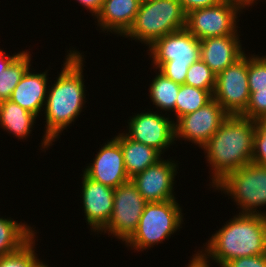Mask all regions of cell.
I'll list each match as a JSON object with an SVG mask.
<instances>
[{
	"mask_svg": "<svg viewBox=\"0 0 266 267\" xmlns=\"http://www.w3.org/2000/svg\"><path fill=\"white\" fill-rule=\"evenodd\" d=\"M84 55L75 50H68L61 72L48 86L44 105L45 131L40 143L42 151L48 150L55 139H59L63 130L72 124L83 111L86 100L83 70ZM51 87V88H50ZM59 136V137H58ZM44 149V150H43Z\"/></svg>",
	"mask_w": 266,
	"mask_h": 267,
	"instance_id": "1",
	"label": "cell"
},
{
	"mask_svg": "<svg viewBox=\"0 0 266 267\" xmlns=\"http://www.w3.org/2000/svg\"><path fill=\"white\" fill-rule=\"evenodd\" d=\"M255 121L241 115H229L201 148L211 169L212 187L229 172L251 163Z\"/></svg>",
	"mask_w": 266,
	"mask_h": 267,
	"instance_id": "2",
	"label": "cell"
},
{
	"mask_svg": "<svg viewBox=\"0 0 266 267\" xmlns=\"http://www.w3.org/2000/svg\"><path fill=\"white\" fill-rule=\"evenodd\" d=\"M205 242L201 251L222 267L226 262L266 254V215L237 213Z\"/></svg>",
	"mask_w": 266,
	"mask_h": 267,
	"instance_id": "3",
	"label": "cell"
},
{
	"mask_svg": "<svg viewBox=\"0 0 266 267\" xmlns=\"http://www.w3.org/2000/svg\"><path fill=\"white\" fill-rule=\"evenodd\" d=\"M148 48L152 67L180 85L185 83L189 67L201 55L200 40L186 28L155 40Z\"/></svg>",
	"mask_w": 266,
	"mask_h": 267,
	"instance_id": "4",
	"label": "cell"
},
{
	"mask_svg": "<svg viewBox=\"0 0 266 267\" xmlns=\"http://www.w3.org/2000/svg\"><path fill=\"white\" fill-rule=\"evenodd\" d=\"M185 26L186 14L179 0H141L135 21L123 37L149 47L155 40Z\"/></svg>",
	"mask_w": 266,
	"mask_h": 267,
	"instance_id": "5",
	"label": "cell"
},
{
	"mask_svg": "<svg viewBox=\"0 0 266 267\" xmlns=\"http://www.w3.org/2000/svg\"><path fill=\"white\" fill-rule=\"evenodd\" d=\"M183 218L182 208L176 199L147 203L136 230L124 242L125 246L135 249L134 252L149 250L181 229Z\"/></svg>",
	"mask_w": 266,
	"mask_h": 267,
	"instance_id": "6",
	"label": "cell"
},
{
	"mask_svg": "<svg viewBox=\"0 0 266 267\" xmlns=\"http://www.w3.org/2000/svg\"><path fill=\"white\" fill-rule=\"evenodd\" d=\"M211 188L230 196L239 213L266 215L261 211L266 206V167L251 162L229 172Z\"/></svg>",
	"mask_w": 266,
	"mask_h": 267,
	"instance_id": "7",
	"label": "cell"
},
{
	"mask_svg": "<svg viewBox=\"0 0 266 267\" xmlns=\"http://www.w3.org/2000/svg\"><path fill=\"white\" fill-rule=\"evenodd\" d=\"M248 7L250 6L243 0H222L214 6L187 13L185 28L198 40L239 35L238 17Z\"/></svg>",
	"mask_w": 266,
	"mask_h": 267,
	"instance_id": "8",
	"label": "cell"
},
{
	"mask_svg": "<svg viewBox=\"0 0 266 267\" xmlns=\"http://www.w3.org/2000/svg\"><path fill=\"white\" fill-rule=\"evenodd\" d=\"M250 97L248 85V54L216 76L213 98L228 115H242Z\"/></svg>",
	"mask_w": 266,
	"mask_h": 267,
	"instance_id": "9",
	"label": "cell"
},
{
	"mask_svg": "<svg viewBox=\"0 0 266 267\" xmlns=\"http://www.w3.org/2000/svg\"><path fill=\"white\" fill-rule=\"evenodd\" d=\"M147 203L131 180L119 185L114 190L112 215L101 233L125 242L136 230Z\"/></svg>",
	"mask_w": 266,
	"mask_h": 267,
	"instance_id": "10",
	"label": "cell"
},
{
	"mask_svg": "<svg viewBox=\"0 0 266 267\" xmlns=\"http://www.w3.org/2000/svg\"><path fill=\"white\" fill-rule=\"evenodd\" d=\"M143 111L129 117L128 126H126L128 131L124 134L133 141L154 147L163 154L175 143V121L167 112L160 114V110Z\"/></svg>",
	"mask_w": 266,
	"mask_h": 267,
	"instance_id": "11",
	"label": "cell"
},
{
	"mask_svg": "<svg viewBox=\"0 0 266 267\" xmlns=\"http://www.w3.org/2000/svg\"><path fill=\"white\" fill-rule=\"evenodd\" d=\"M228 116L221 105L213 98L205 106L179 117L174 122L175 141L177 139L185 140L202 148Z\"/></svg>",
	"mask_w": 266,
	"mask_h": 267,
	"instance_id": "12",
	"label": "cell"
},
{
	"mask_svg": "<svg viewBox=\"0 0 266 267\" xmlns=\"http://www.w3.org/2000/svg\"><path fill=\"white\" fill-rule=\"evenodd\" d=\"M175 161L161 158L130 179L148 203L176 199L173 189L179 163Z\"/></svg>",
	"mask_w": 266,
	"mask_h": 267,
	"instance_id": "13",
	"label": "cell"
},
{
	"mask_svg": "<svg viewBox=\"0 0 266 267\" xmlns=\"http://www.w3.org/2000/svg\"><path fill=\"white\" fill-rule=\"evenodd\" d=\"M82 171L88 178L113 189L130 181L124 164L120 143L113 137L108 140Z\"/></svg>",
	"mask_w": 266,
	"mask_h": 267,
	"instance_id": "14",
	"label": "cell"
},
{
	"mask_svg": "<svg viewBox=\"0 0 266 267\" xmlns=\"http://www.w3.org/2000/svg\"><path fill=\"white\" fill-rule=\"evenodd\" d=\"M81 183L85 222L89 225L91 232L99 234L112 215L115 189L88 178L84 173Z\"/></svg>",
	"mask_w": 266,
	"mask_h": 267,
	"instance_id": "15",
	"label": "cell"
},
{
	"mask_svg": "<svg viewBox=\"0 0 266 267\" xmlns=\"http://www.w3.org/2000/svg\"><path fill=\"white\" fill-rule=\"evenodd\" d=\"M239 36L226 35L200 40V59L216 76L245 54Z\"/></svg>",
	"mask_w": 266,
	"mask_h": 267,
	"instance_id": "16",
	"label": "cell"
},
{
	"mask_svg": "<svg viewBox=\"0 0 266 267\" xmlns=\"http://www.w3.org/2000/svg\"><path fill=\"white\" fill-rule=\"evenodd\" d=\"M141 0H104L101 10L94 18L99 30L124 36L132 27Z\"/></svg>",
	"mask_w": 266,
	"mask_h": 267,
	"instance_id": "17",
	"label": "cell"
},
{
	"mask_svg": "<svg viewBox=\"0 0 266 267\" xmlns=\"http://www.w3.org/2000/svg\"><path fill=\"white\" fill-rule=\"evenodd\" d=\"M32 69L30 67L25 72L9 100L39 117V114H42L40 112L43 111L47 98L49 85V77H47L49 74L47 73L49 70L35 73L31 71Z\"/></svg>",
	"mask_w": 266,
	"mask_h": 267,
	"instance_id": "18",
	"label": "cell"
},
{
	"mask_svg": "<svg viewBox=\"0 0 266 267\" xmlns=\"http://www.w3.org/2000/svg\"><path fill=\"white\" fill-rule=\"evenodd\" d=\"M114 138L121 145L125 169L129 179L143 172L147 167L154 165L162 158V154L154 147L135 142L124 133H118Z\"/></svg>",
	"mask_w": 266,
	"mask_h": 267,
	"instance_id": "19",
	"label": "cell"
},
{
	"mask_svg": "<svg viewBox=\"0 0 266 267\" xmlns=\"http://www.w3.org/2000/svg\"><path fill=\"white\" fill-rule=\"evenodd\" d=\"M37 118L36 115L10 100L0 102V127L18 140L29 137Z\"/></svg>",
	"mask_w": 266,
	"mask_h": 267,
	"instance_id": "20",
	"label": "cell"
},
{
	"mask_svg": "<svg viewBox=\"0 0 266 267\" xmlns=\"http://www.w3.org/2000/svg\"><path fill=\"white\" fill-rule=\"evenodd\" d=\"M25 222L0 217V257L12 254L27 244L38 232Z\"/></svg>",
	"mask_w": 266,
	"mask_h": 267,
	"instance_id": "21",
	"label": "cell"
},
{
	"mask_svg": "<svg viewBox=\"0 0 266 267\" xmlns=\"http://www.w3.org/2000/svg\"><path fill=\"white\" fill-rule=\"evenodd\" d=\"M156 71L155 77L152 79L149 85V97L153 105H155L157 110L164 112H174L175 116V102L177 99V94L179 92L180 84L172 81L171 79L165 77L159 71Z\"/></svg>",
	"mask_w": 266,
	"mask_h": 267,
	"instance_id": "22",
	"label": "cell"
},
{
	"mask_svg": "<svg viewBox=\"0 0 266 267\" xmlns=\"http://www.w3.org/2000/svg\"><path fill=\"white\" fill-rule=\"evenodd\" d=\"M212 99L213 91L202 90L185 84L180 85L175 102V119L200 109Z\"/></svg>",
	"mask_w": 266,
	"mask_h": 267,
	"instance_id": "23",
	"label": "cell"
},
{
	"mask_svg": "<svg viewBox=\"0 0 266 267\" xmlns=\"http://www.w3.org/2000/svg\"><path fill=\"white\" fill-rule=\"evenodd\" d=\"M30 51H23L10 65L0 74V102L9 100L11 94L21 81L25 72L31 67Z\"/></svg>",
	"mask_w": 266,
	"mask_h": 267,
	"instance_id": "24",
	"label": "cell"
},
{
	"mask_svg": "<svg viewBox=\"0 0 266 267\" xmlns=\"http://www.w3.org/2000/svg\"><path fill=\"white\" fill-rule=\"evenodd\" d=\"M215 81L216 75L199 59L189 67L184 84L202 90L214 91Z\"/></svg>",
	"mask_w": 266,
	"mask_h": 267,
	"instance_id": "25",
	"label": "cell"
},
{
	"mask_svg": "<svg viewBox=\"0 0 266 267\" xmlns=\"http://www.w3.org/2000/svg\"><path fill=\"white\" fill-rule=\"evenodd\" d=\"M36 236L18 251L0 257V267H32L39 259L35 253Z\"/></svg>",
	"mask_w": 266,
	"mask_h": 267,
	"instance_id": "26",
	"label": "cell"
},
{
	"mask_svg": "<svg viewBox=\"0 0 266 267\" xmlns=\"http://www.w3.org/2000/svg\"><path fill=\"white\" fill-rule=\"evenodd\" d=\"M248 85L250 93L266 89V55H248Z\"/></svg>",
	"mask_w": 266,
	"mask_h": 267,
	"instance_id": "27",
	"label": "cell"
},
{
	"mask_svg": "<svg viewBox=\"0 0 266 267\" xmlns=\"http://www.w3.org/2000/svg\"><path fill=\"white\" fill-rule=\"evenodd\" d=\"M251 162L266 167V119L255 121Z\"/></svg>",
	"mask_w": 266,
	"mask_h": 267,
	"instance_id": "28",
	"label": "cell"
},
{
	"mask_svg": "<svg viewBox=\"0 0 266 267\" xmlns=\"http://www.w3.org/2000/svg\"><path fill=\"white\" fill-rule=\"evenodd\" d=\"M241 116L254 121L266 119V89L250 93L247 108Z\"/></svg>",
	"mask_w": 266,
	"mask_h": 267,
	"instance_id": "29",
	"label": "cell"
},
{
	"mask_svg": "<svg viewBox=\"0 0 266 267\" xmlns=\"http://www.w3.org/2000/svg\"><path fill=\"white\" fill-rule=\"evenodd\" d=\"M222 267H266V254L236 258Z\"/></svg>",
	"mask_w": 266,
	"mask_h": 267,
	"instance_id": "30",
	"label": "cell"
},
{
	"mask_svg": "<svg viewBox=\"0 0 266 267\" xmlns=\"http://www.w3.org/2000/svg\"><path fill=\"white\" fill-rule=\"evenodd\" d=\"M185 14L195 9L214 6L222 0H179Z\"/></svg>",
	"mask_w": 266,
	"mask_h": 267,
	"instance_id": "31",
	"label": "cell"
},
{
	"mask_svg": "<svg viewBox=\"0 0 266 267\" xmlns=\"http://www.w3.org/2000/svg\"><path fill=\"white\" fill-rule=\"evenodd\" d=\"M210 259L198 249V251L192 255V259L189 260L187 267H210Z\"/></svg>",
	"mask_w": 266,
	"mask_h": 267,
	"instance_id": "32",
	"label": "cell"
},
{
	"mask_svg": "<svg viewBox=\"0 0 266 267\" xmlns=\"http://www.w3.org/2000/svg\"><path fill=\"white\" fill-rule=\"evenodd\" d=\"M78 1L82 6H84L87 11L91 13L93 18L96 17V15L101 10L102 4L104 0H76Z\"/></svg>",
	"mask_w": 266,
	"mask_h": 267,
	"instance_id": "33",
	"label": "cell"
},
{
	"mask_svg": "<svg viewBox=\"0 0 266 267\" xmlns=\"http://www.w3.org/2000/svg\"><path fill=\"white\" fill-rule=\"evenodd\" d=\"M23 51H19L17 53H13L12 56L10 54H5V50L0 48V74L3 73L9 65L22 53Z\"/></svg>",
	"mask_w": 266,
	"mask_h": 267,
	"instance_id": "34",
	"label": "cell"
},
{
	"mask_svg": "<svg viewBox=\"0 0 266 267\" xmlns=\"http://www.w3.org/2000/svg\"><path fill=\"white\" fill-rule=\"evenodd\" d=\"M32 267H50V266H48L47 263L45 264L42 260L38 259V260L33 264Z\"/></svg>",
	"mask_w": 266,
	"mask_h": 267,
	"instance_id": "35",
	"label": "cell"
},
{
	"mask_svg": "<svg viewBox=\"0 0 266 267\" xmlns=\"http://www.w3.org/2000/svg\"><path fill=\"white\" fill-rule=\"evenodd\" d=\"M257 1H259V0H248V5L252 7L253 4L257 3Z\"/></svg>",
	"mask_w": 266,
	"mask_h": 267,
	"instance_id": "36",
	"label": "cell"
}]
</instances>
